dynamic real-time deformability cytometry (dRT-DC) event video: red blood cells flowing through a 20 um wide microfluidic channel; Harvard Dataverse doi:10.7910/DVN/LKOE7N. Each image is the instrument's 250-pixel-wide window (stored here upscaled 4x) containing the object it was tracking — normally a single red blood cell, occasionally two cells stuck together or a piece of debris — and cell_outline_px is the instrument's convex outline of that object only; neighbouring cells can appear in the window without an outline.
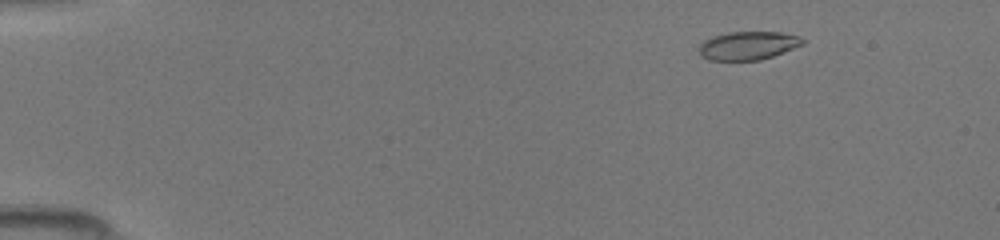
{"species": "common noctule bat (a hibernating species)", "species_latin": "Nyctalus noctula", "temperature_condition": "room temperature", "stored_images_in_passage": 48, "camera_frame_rate_fps": 3000, "um_per_image_px": 0.085, "animal": {"sex": "female", "body_mass_g": 19.5, "forearm_length_mm": 54.1}, "frame": {"image": 1, "passage_image": 6, "time_ms": 1.667, "image_size_px": [1000, 240], "cell_outline_px": [[804, 44], [784, 52], [760, 60], [708, 60], [700, 56], [696, 48], [704, 40], [712, 36], [728, 32], [780, 32], [800, 36], [804, 40]], "centroid_in_image_um": [63.54, 3.87], "position_along_channel_um": 21.5, "area_um2": 17.34}}
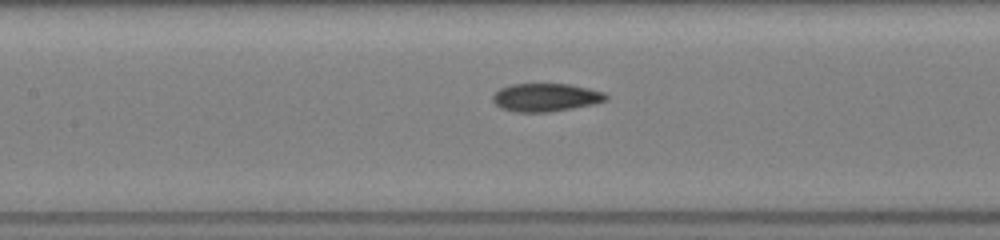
{"frame": {"image": 2, "passage_image": 23, "time_ms": 7.333, "image_size_px": [1000, 240], "cell_outline_px": [[608, 100], [592, 104], [572, 108], [548, 112], [516, 112], [500, 108], [492, 100], [492, 96], [500, 88], [512, 84], [572, 84], [604, 92], [608, 96]], "centroid_in_image_um": [46.39, 8.28], "position_along_channel_um": 161.0, "area_um2": 18.55}}
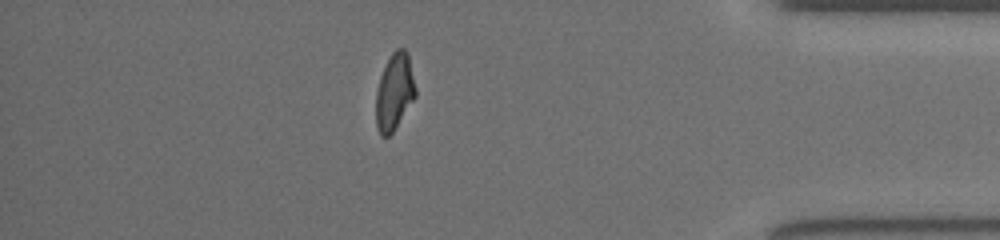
{"frame": {"image": 3, "passage_image": 42, "time_ms": 13.667, "image_size_px": [1000, 240], "cell_outline_px": [[416, 96], [392, 132], [388, 136], [380, 136], [376, 128], [376, 92], [380, 76], [392, 52], [396, 48], [404, 48], [408, 52], [416, 88]], "centroid_in_image_um": [33.53, 7.79], "position_along_channel_um": 401.7, "area_um2": 17.63}}